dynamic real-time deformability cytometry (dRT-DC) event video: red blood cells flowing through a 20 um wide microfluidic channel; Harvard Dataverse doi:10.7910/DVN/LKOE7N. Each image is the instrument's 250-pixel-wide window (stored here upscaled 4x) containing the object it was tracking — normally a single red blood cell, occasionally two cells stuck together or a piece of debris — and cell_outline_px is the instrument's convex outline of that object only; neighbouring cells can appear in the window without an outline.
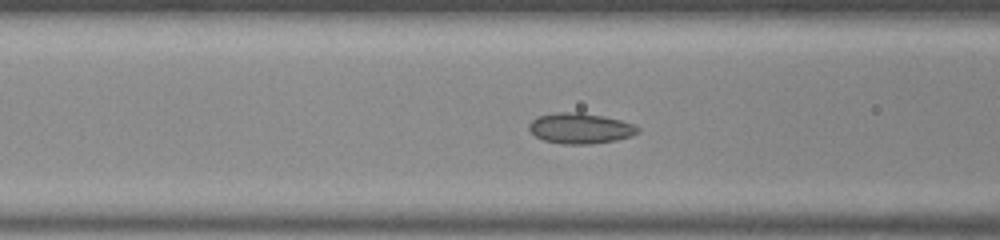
{"species": "common noctule bat (a hibernating species)", "species_latin": "Nyctalus noctula", "temperature_condition": "room temperature", "stored_images_in_passage": 37, "camera_frame_rate_fps": 3000, "um_per_image_px": 0.085, "animal": {"sex": "male", "body_mass_g": 20.0, "forearm_length_mm": 53.3}, "frame": {"image": 1, "passage_image": 4, "time_ms": 1.0, "image_size_px": [1000, 240], "cell_outline_px": [[640, 132], [632, 136], [616, 140], [592, 144], [564, 144], [544, 140], [536, 136], [528, 128], [528, 124], [536, 116], [556, 112], [580, 112], [604, 116], [620, 120], [632, 124], [640, 128]], "centroid_in_image_um": [49.32, 10.9], "position_along_channel_um": 117.3, "area_um2": 19.48}}
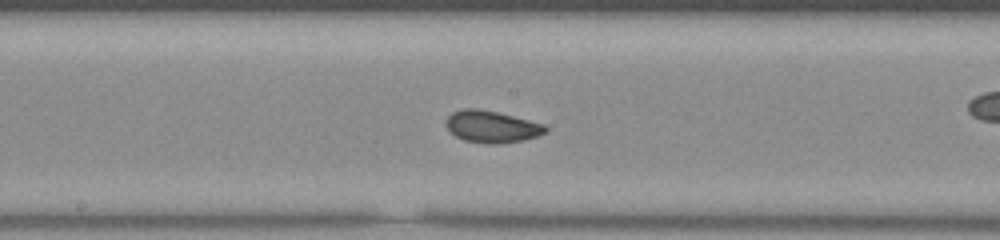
{"frame": {"image": 2, "passage_image": 11, "time_ms": 3.333, "image_size_px": [1000, 240], "cell_outline_px": [[548, 132], [524, 140], [500, 144], [488, 144], [464, 140], [456, 136], [444, 124], [448, 116], [452, 112], [464, 108], [476, 108], [496, 112], [544, 124], [548, 128]], "centroid_in_image_um": [41.8, 10.77], "position_along_channel_um": 206.4, "area_um2": 18.44}}
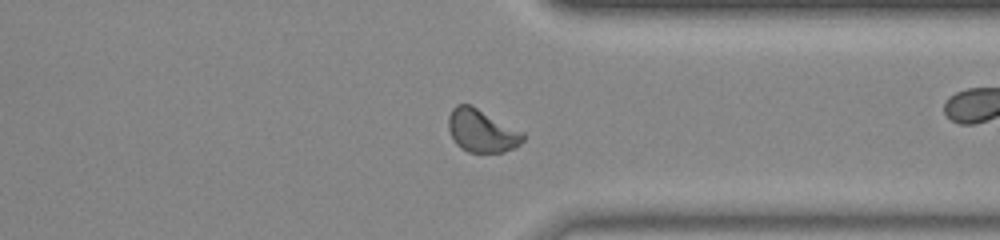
{"frame": {"image": 3, "passage_image": 24, "time_ms": 7.667, "image_size_px": [1000, 240], "cell_outline_px": [[528, 136], [520, 144], [504, 152], [468, 152], [460, 148], [456, 144], [448, 128], [448, 116], [452, 108], [456, 104], [472, 104], [524, 132]], "centroid_in_image_um": [40.96, 11.1], "position_along_channel_um": 370.4, "area_um2": 18.96}}